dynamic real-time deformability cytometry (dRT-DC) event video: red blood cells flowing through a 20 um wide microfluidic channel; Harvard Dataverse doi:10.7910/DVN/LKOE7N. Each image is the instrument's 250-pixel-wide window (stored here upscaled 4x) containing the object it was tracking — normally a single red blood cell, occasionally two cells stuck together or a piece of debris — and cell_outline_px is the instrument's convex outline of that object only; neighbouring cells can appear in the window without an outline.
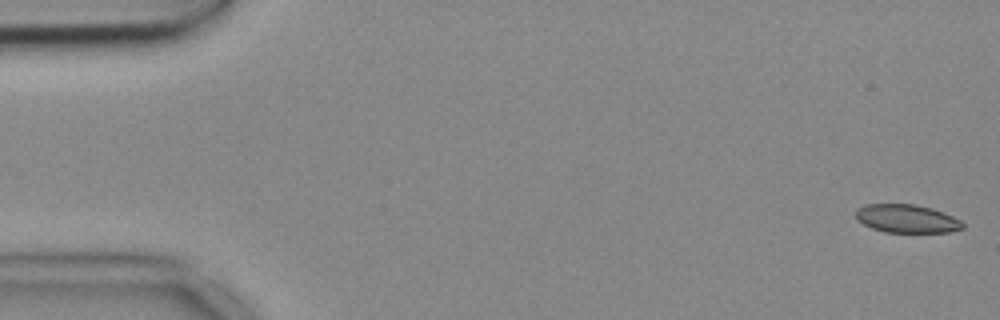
{"species": "common noctule bat (a hibernating species)", "species_latin": "Nyctalus noctula", "temperature_condition": "cold", "stored_images_in_passage": 54, "camera_frame_rate_fps": 3000, "um_per_image_px": 0.085, "animal": {"sex": "female", "body_mass_g": 18.4}, "frame": {"image": 1, "passage_image": 1, "time_ms": 0.0, "image_size_px": [1000, 320], "cell_outline_px": [[964, 228], [948, 232], [884, 232], [872, 228], [856, 220], [856, 208], [864, 204], [916, 204], [932, 208], [944, 212], [960, 220], [964, 224]], "centroid_in_image_um": [77.06, 18.57], "position_along_channel_um": 7.9, "area_um2": 17.74}}
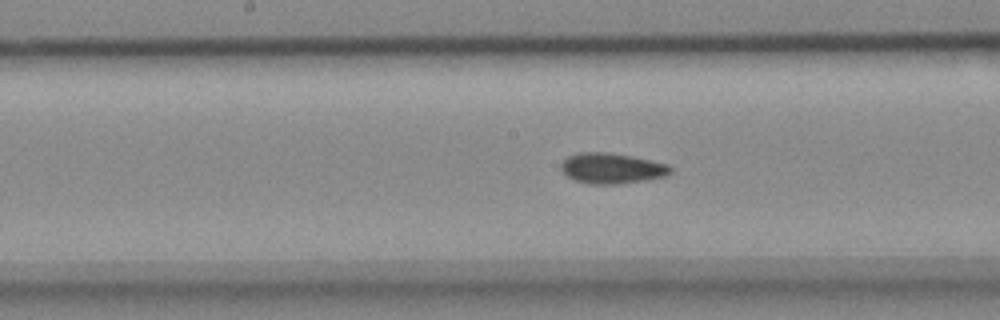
{"frame": {"image": 2, "passage_image": 27, "time_ms": 8.667, "image_size_px": [1000, 320], "cell_outline_px": [[672, 172], [668, 176], [648, 180], [616, 184], [588, 184], [576, 180], [568, 176], [560, 168], [560, 164], [568, 156], [576, 152], [608, 152], [632, 156], [668, 164], [672, 168]], "centroid_in_image_um": [52.03, 14.3], "position_along_channel_um": 196.2, "area_um2": 19.65}}
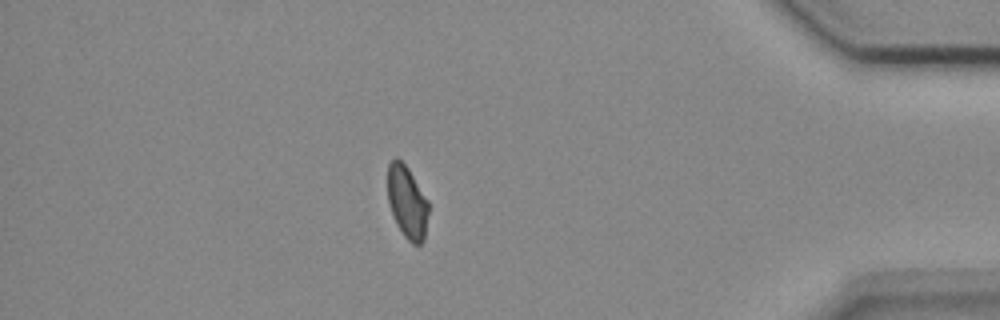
{"frame": {"image": 3, "passage_image": 47, "time_ms": 15.333, "image_size_px": [1000, 320], "cell_outline_px": [[428, 212], [424, 240], [420, 244], [412, 244], [404, 236], [396, 224], [388, 200], [388, 164], [396, 156], [408, 168], [428, 200]], "centroid_in_image_um": [34.61, 17.18], "position_along_channel_um": 400.6, "area_um2": 17.17}, "authors_computed_cell_mechanics": {"area_um2": 18.785, "velocity_mm_per_s": 3.6784, "shape_relaxation_time_tau1_ms": null, "shape_relaxation_time_tau2_ms": 3.2159, "deformation_change_tau1": null, "deformation_change_tau2": 0.0799}}